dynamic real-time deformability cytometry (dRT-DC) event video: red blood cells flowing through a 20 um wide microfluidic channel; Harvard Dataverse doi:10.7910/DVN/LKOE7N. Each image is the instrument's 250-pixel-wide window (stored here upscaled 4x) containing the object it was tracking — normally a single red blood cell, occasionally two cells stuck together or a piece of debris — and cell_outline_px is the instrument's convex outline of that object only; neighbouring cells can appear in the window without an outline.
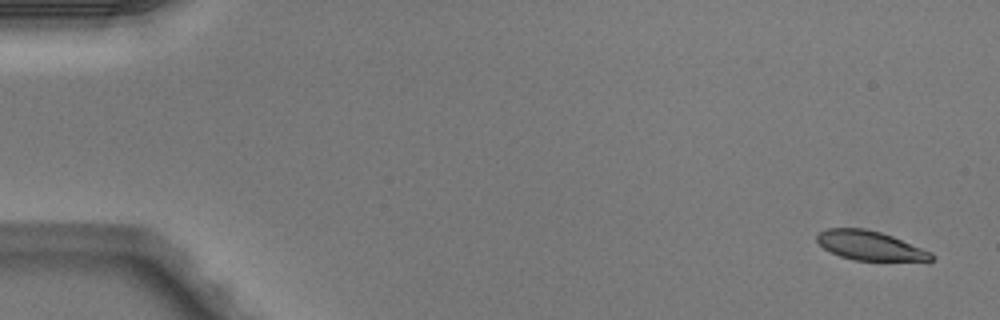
{"species": "Egyptian fruit bat (a non-hibernating species)", "species_latin": "Rousettus aegyptiacus", "temperature_condition": "warm", "stored_images_in_passage": 4, "camera_frame_rate_fps": 3000, "um_per_image_px": 0.085, "animal": {"sex": "male"}, "frame": {"image": 1, "passage_image": 1, "time_ms": 0.0, "image_size_px": [1000, 320], "cell_outline_px": [[936, 260], [928, 264], [852, 260], [840, 256], [824, 248], [816, 240], [816, 232], [828, 228], [864, 228], [880, 232], [892, 236], [932, 252], [936, 256]], "centroid_in_image_um": [74.11, 20.94], "position_along_channel_um": 10.9, "area_um2": 20.63}}
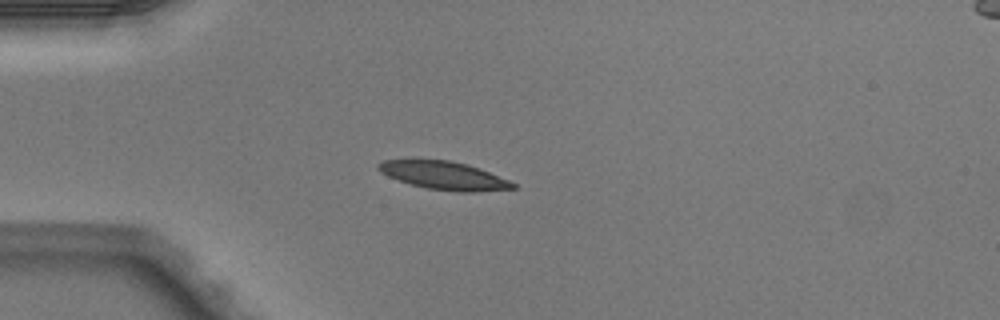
{"frame": {"image": 2, "passage_image": 4, "time_ms": 1.0, "image_size_px": [1000, 320], "cell_outline_px": [[516, 188], [476, 192], [456, 192], [428, 188], [412, 184], [388, 176], [380, 172], [376, 168], [376, 164], [384, 160], [452, 160], [468, 164], [508, 180], [516, 184]], "centroid_in_image_um": [37.73, 14.92], "position_along_channel_um": 47.3, "area_um2": 21.85}}